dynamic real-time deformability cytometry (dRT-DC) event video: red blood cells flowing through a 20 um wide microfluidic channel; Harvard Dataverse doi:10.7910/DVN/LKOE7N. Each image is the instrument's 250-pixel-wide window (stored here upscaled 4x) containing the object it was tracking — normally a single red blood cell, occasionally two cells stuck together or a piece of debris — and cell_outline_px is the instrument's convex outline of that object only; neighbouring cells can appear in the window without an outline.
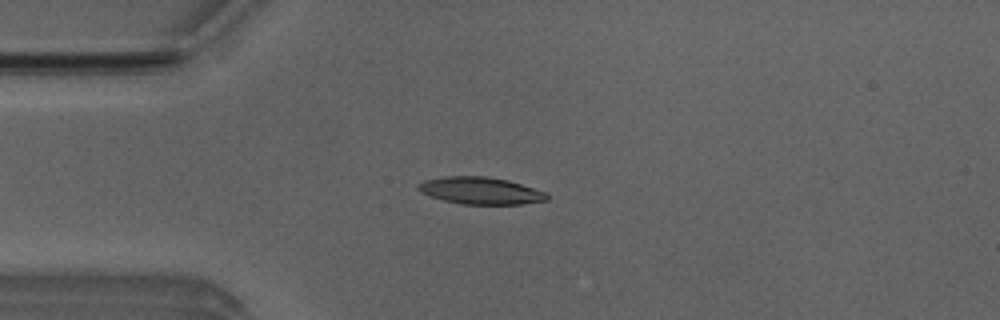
{"species": "Egyptian fruit bat (a non-hibernating species)", "species_latin": "Rousettus aegyptiacus", "temperature_condition": "room temperature", "stored_images_in_passage": 51, "camera_frame_rate_fps": 3000, "um_per_image_px": 0.085, "animal": {"sex": "male"}, "frame": {"image": 1, "passage_image": 12, "time_ms": 3.667, "image_size_px": [1000, 320], "cell_outline_px": [[548, 200], [524, 204], [460, 204], [444, 200], [420, 192], [416, 188], [416, 184], [424, 180], [444, 176], [488, 176], [508, 180], [544, 192], [548, 196]], "centroid_in_image_um": [40.8, 16.2], "position_along_channel_um": 44.2, "area_um2": 20.29}}
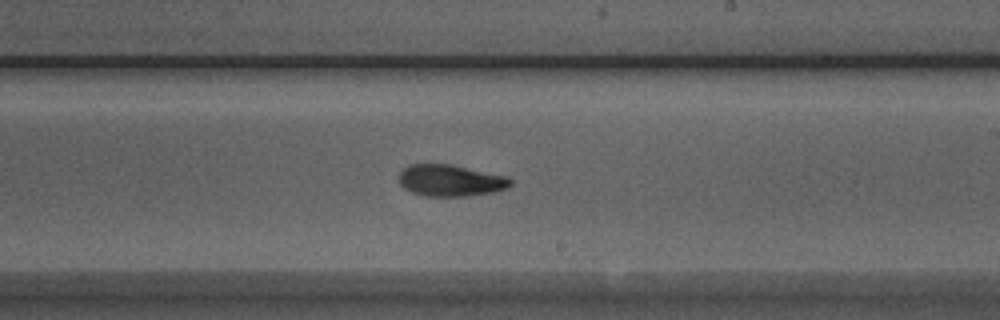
{"frame": {"image": 2, "passage_image": 29, "time_ms": 9.333, "image_size_px": [1000, 320], "cell_outline_px": [[512, 184], [508, 188], [496, 192], [468, 196], [424, 196], [412, 192], [404, 188], [400, 184], [400, 172], [408, 164], [452, 164], [508, 176], [512, 180]], "centroid_in_image_um": [38.34, 15.34], "position_along_channel_um": 250.7, "area_um2": 20.81}}
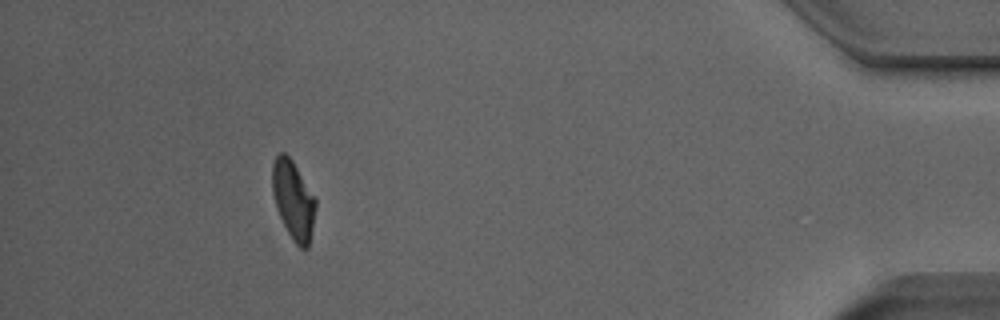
{"frame": {"image": 3, "passage_image": 46, "time_ms": 15.0, "image_size_px": [1000, 320], "cell_outline_px": [[316, 208], [308, 248], [300, 248], [292, 240], [276, 208], [272, 192], [272, 164], [276, 156], [280, 152], [284, 152], [292, 160], [316, 200]], "centroid_in_image_um": [24.91, 16.99], "position_along_channel_um": 410.3, "area_um2": 19.59}, "authors_computed_cell_mechanics": {"area_um2": 20.3456, "velocity_mm_per_s": 3.9483, "shape_relaxation_time_tau1_ms": 4.6156, "shape_relaxation_time_tau2_ms": 3.3971, "deformation_change_tau1": 0.1495, "deformation_change_tau2": 0.1029}}